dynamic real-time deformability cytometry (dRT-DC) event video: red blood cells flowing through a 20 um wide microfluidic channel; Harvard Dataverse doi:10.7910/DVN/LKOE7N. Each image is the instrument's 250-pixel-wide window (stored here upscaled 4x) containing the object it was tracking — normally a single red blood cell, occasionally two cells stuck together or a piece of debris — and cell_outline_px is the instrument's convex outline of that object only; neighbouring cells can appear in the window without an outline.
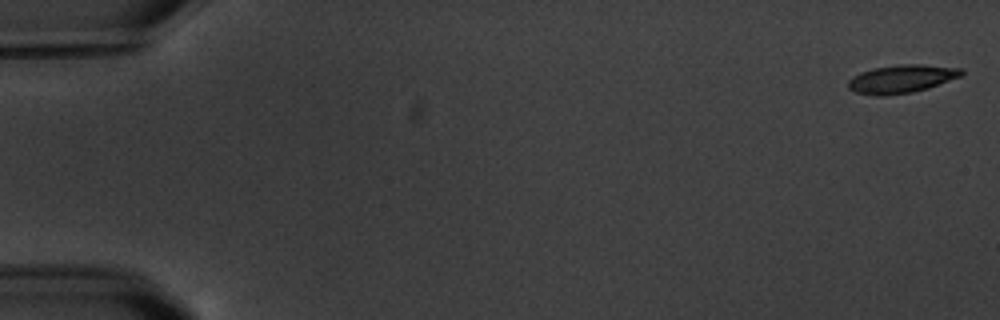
{"species": "common noctule bat (a hibernating species)", "species_latin": "Nyctalus noctula", "temperature_condition": "warm", "stored_images_in_passage": 6, "camera_frame_rate_fps": 3000, "um_per_image_px": 0.085, "animal": {"sex": "male", "body_mass_g": 20.1, "forearm_length_mm": 53.5}, "frame": {"image": 1, "passage_image": 1, "time_ms": 0.0, "image_size_px": [1000, 320], "cell_outline_px": [[964, 72], [960, 76], [928, 88], [912, 92], [884, 96], [876, 96], [856, 92], [848, 88], [848, 80], [852, 76], [860, 72], [872, 68], [900, 64], [924, 64], [964, 68]], "centroid_in_image_um": [76.62, 6.69], "position_along_channel_um": 8.4, "area_um2": 18.73}}
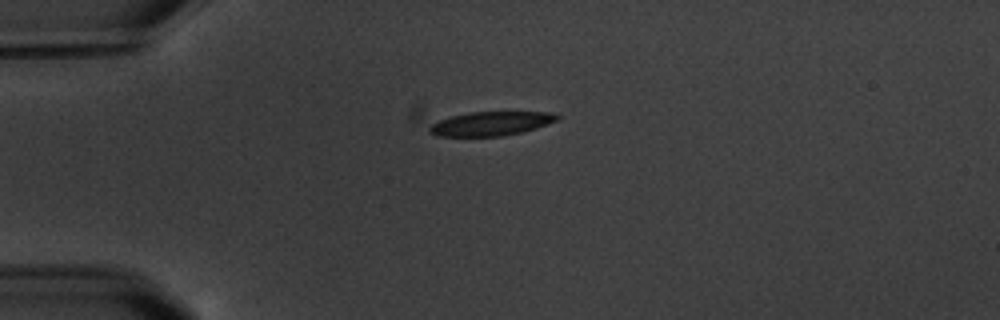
{"frame": {"image": 2, "passage_image": 5, "time_ms": 4.667, "image_size_px": [1000, 320], "cell_outline_px": [[560, 120], [536, 128], [504, 136], [436, 136], [428, 132], [428, 128], [432, 124], [440, 120], [452, 116], [468, 112], [552, 112], [560, 116]], "centroid_in_image_um": [41.75, 10.5], "position_along_channel_um": 43.3, "area_um2": 17.92}}